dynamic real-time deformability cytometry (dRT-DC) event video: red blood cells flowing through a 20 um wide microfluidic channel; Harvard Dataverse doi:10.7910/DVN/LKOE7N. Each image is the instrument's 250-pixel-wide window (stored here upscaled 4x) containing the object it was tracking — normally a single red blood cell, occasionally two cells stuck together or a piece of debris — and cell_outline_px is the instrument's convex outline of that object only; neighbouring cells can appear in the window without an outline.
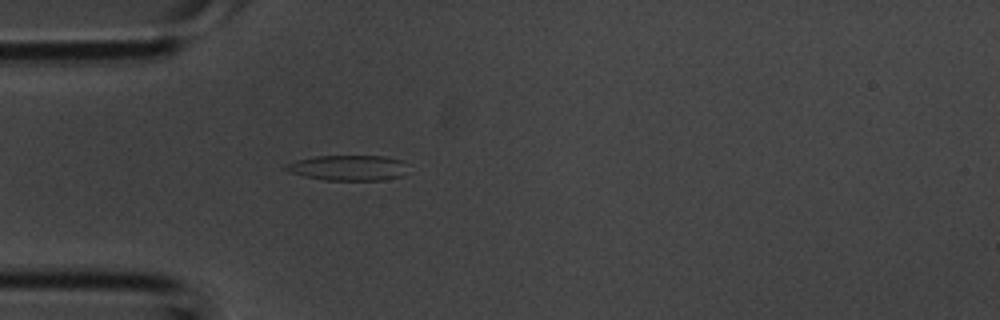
{"species": "common noctule bat (a hibernating species)", "species_latin": "Nyctalus noctula", "temperature_condition": "room temperature", "stored_images_in_passage": 3, "camera_frame_rate_fps": 3000, "um_per_image_px": 0.085, "animal": {"sex": "male", "body_mass_g": 20.1, "forearm_length_mm": 53.5}, "frame": {"image": 1, "passage_image": 3, "time_ms": 0.667, "image_size_px": [1000, 320], "cell_outline_px": [[404, 176], [384, 180], [324, 180], [304, 176], [288, 172], [284, 168], [284, 164], [296, 160], [316, 156], [384, 156], [400, 160]], "centroid_in_image_um": [29.49, 14.27], "position_along_channel_um": 55.5, "area_um2": 17.86}}